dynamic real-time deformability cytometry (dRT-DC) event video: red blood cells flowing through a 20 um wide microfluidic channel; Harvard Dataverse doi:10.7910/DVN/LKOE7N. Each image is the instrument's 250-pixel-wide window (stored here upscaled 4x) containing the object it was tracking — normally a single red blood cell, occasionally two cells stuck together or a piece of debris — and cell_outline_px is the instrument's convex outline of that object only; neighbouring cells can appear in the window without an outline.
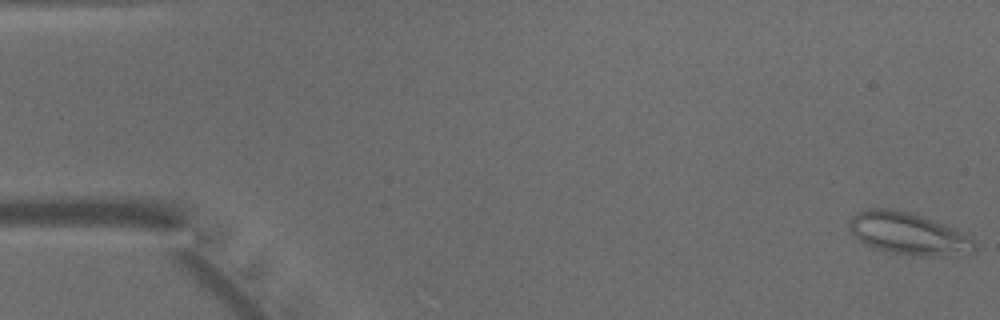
{"species": "common noctule bat (a hibernating species)", "species_latin": "Nyctalus noctula", "temperature_condition": "warm", "stored_images_in_passage": 38, "camera_frame_rate_fps": 3000, "um_per_image_px": 0.085, "animal": {"sex": "male", "body_mass_g": 15.6}, "frame": {"image": 1, "passage_image": 1, "time_ms": 0.0, "image_size_px": [1000, 320], "cell_outline_px": [[976, 252], [956, 256], [912, 256], [872, 248], [864, 244], [848, 228], [848, 220], [852, 216], [868, 208], [892, 208], [912, 212], [924, 216], [968, 232], [976, 244]], "centroid_in_image_um": [77.3, 19.86], "position_along_channel_um": 7.7, "area_um2": 31.67}}
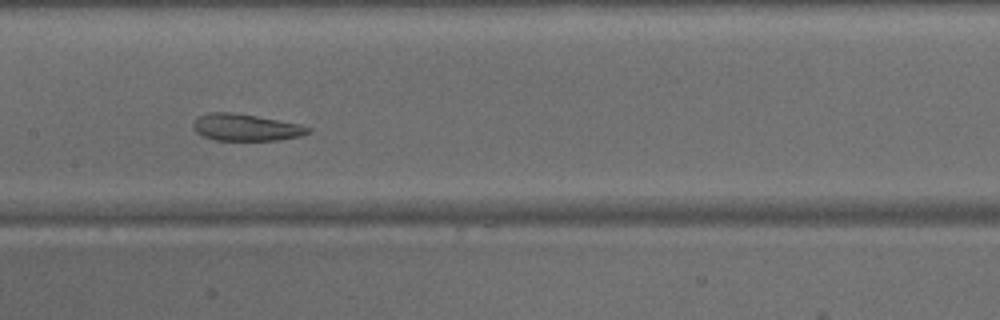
{"frame": {"image": 2, "passage_image": 24, "time_ms": 7.667, "image_size_px": [1000, 320], "cell_outline_px": [[312, 132], [300, 136], [280, 140], [216, 140], [204, 136], [196, 132], [192, 128], [192, 124], [200, 116], [208, 112], [232, 112], [256, 116], [300, 124], [312, 128]], "centroid_in_image_um": [20.92, 10.83], "position_along_channel_um": 186.5, "area_um2": 17.98}}
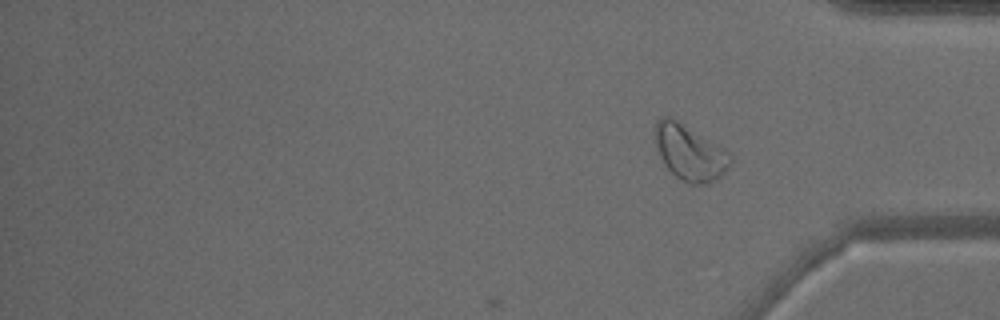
{"frame": {"image": 3, "passage_image": 38, "time_ms": 12.333, "image_size_px": [1000, 320], "cell_outline_px": [[732, 164], [716, 180], [708, 184], [692, 184], [676, 176], [664, 164], [656, 148], [656, 120], [664, 116], [668, 116], [676, 120], [728, 152], [732, 156]], "centroid_in_image_um": [58.63, 13.0], "position_along_channel_um": 376.6, "area_um2": 23.7}}